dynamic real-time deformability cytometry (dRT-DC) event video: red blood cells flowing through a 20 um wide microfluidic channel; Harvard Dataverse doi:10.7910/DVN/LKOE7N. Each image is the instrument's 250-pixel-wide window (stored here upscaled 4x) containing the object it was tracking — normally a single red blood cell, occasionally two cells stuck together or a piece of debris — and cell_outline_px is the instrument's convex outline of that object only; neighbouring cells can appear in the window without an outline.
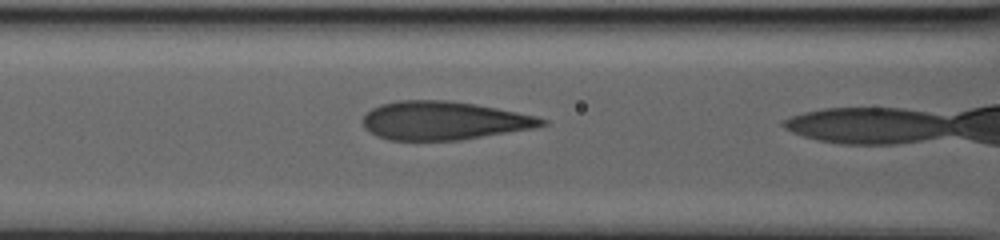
{"species": "human", "species_latin": "Homo sapiens", "temperature_condition": "warm", "stored_images_in_passage": 29, "camera_frame_rate_fps": 3000, "um_per_image_px": 0.085, "donor": {"sex": "male"}, "frame": {"image": 1, "passage_image": 24, "time_ms": 12.0, "image_size_px": [1000, 240], "cell_outline_px": [[548, 124], [532, 128], [460, 140], [388, 140], [376, 136], [368, 132], [364, 128], [364, 116], [372, 108], [380, 104], [396, 100], [448, 100], [476, 104], [536, 116], [548, 120]], "centroid_in_image_um": [37.69, 10.25], "position_along_channel_um": 128.9, "area_um2": 40.06}}
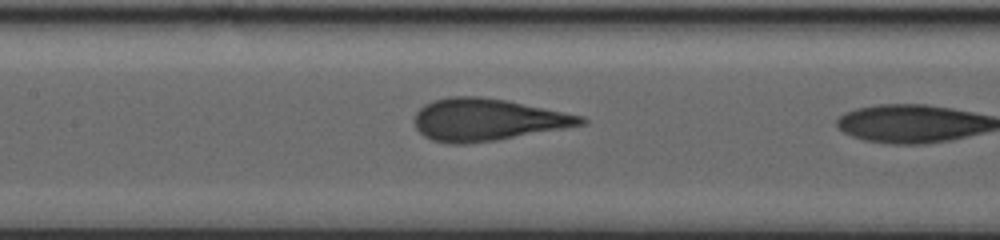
{"frame": {"image": 2, "passage_image": 28, "time_ms": 13.667, "image_size_px": [1000, 240], "cell_outline_px": [[588, 124], [496, 140], [464, 144], [448, 144], [432, 140], [424, 136], [416, 128], [416, 112], [424, 104], [432, 100], [448, 96], [480, 96], [508, 100], [584, 116], [588, 120]], "centroid_in_image_um": [41.44, 10.17], "position_along_channel_um": 166.0, "area_um2": 41.04}}